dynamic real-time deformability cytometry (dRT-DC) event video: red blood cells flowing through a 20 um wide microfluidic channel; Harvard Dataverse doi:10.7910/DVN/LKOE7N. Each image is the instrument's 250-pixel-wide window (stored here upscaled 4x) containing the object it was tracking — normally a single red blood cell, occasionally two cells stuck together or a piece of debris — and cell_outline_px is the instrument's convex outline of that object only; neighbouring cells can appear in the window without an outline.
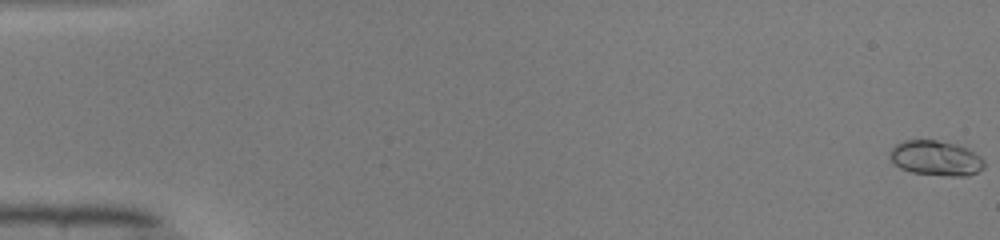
{"species": "common noctule bat (a hibernating species)", "species_latin": "Nyctalus noctula", "temperature_condition": "warm", "stored_images_in_passage": 51, "camera_frame_rate_fps": 3000, "um_per_image_px": 0.085, "animal": {"sex": "male", "body_mass_g": 19.0, "forearm_length_mm": 50.8}, "frame": {"image": 1, "passage_image": 1, "time_ms": 0.0, "image_size_px": [1000, 240], "cell_outline_px": [[984, 168], [968, 176], [948, 176], [912, 172], [900, 168], [888, 156], [888, 152], [896, 144], [904, 140], [936, 140], [956, 144], [968, 148], [980, 156], [984, 160]], "centroid_in_image_um": [79.55, 13.44], "position_along_channel_um": 5.5, "area_um2": 19.31}}
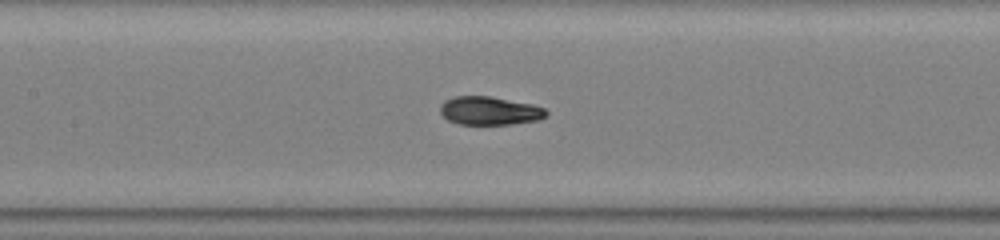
{"frame": {"image": 2, "passage_image": 25, "time_ms": 8.0, "image_size_px": [1000, 240], "cell_outline_px": [[548, 116], [540, 120], [508, 124], [460, 124], [448, 120], [440, 112], [440, 104], [444, 100], [452, 96], [492, 96], [532, 104], [544, 108], [548, 112]], "centroid_in_image_um": [41.62, 9.4], "position_along_channel_um": 165.8, "area_um2": 17.69}}
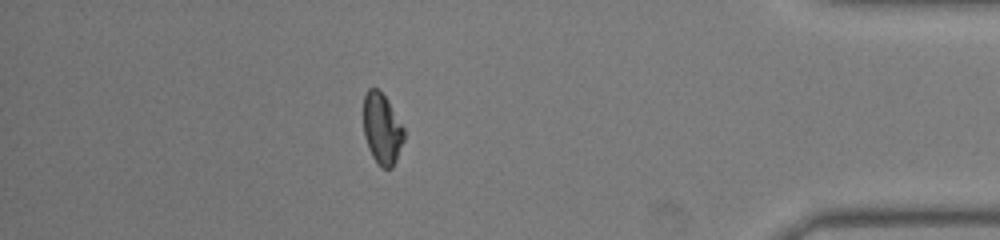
{"frame": {"image": 3, "passage_image": 45, "time_ms": 14.667, "image_size_px": [1000, 240], "cell_outline_px": [[404, 140], [396, 160], [392, 168], [384, 168], [372, 156], [368, 148], [364, 136], [364, 96], [368, 88], [376, 88], [388, 100], [404, 128]], "centroid_in_image_um": [32.47, 10.94], "position_along_channel_um": 402.7, "area_um2": 16.59}, "authors_computed_cell_mechanics": {"area_um2": 17.8024, "velocity_mm_per_s": 4.1079, "shape_relaxation_time_tau1_ms": null, "shape_relaxation_time_tau2_ms": 0.7915, "deformation_change_tau1": null, "deformation_change_tau2": 0.0269}}